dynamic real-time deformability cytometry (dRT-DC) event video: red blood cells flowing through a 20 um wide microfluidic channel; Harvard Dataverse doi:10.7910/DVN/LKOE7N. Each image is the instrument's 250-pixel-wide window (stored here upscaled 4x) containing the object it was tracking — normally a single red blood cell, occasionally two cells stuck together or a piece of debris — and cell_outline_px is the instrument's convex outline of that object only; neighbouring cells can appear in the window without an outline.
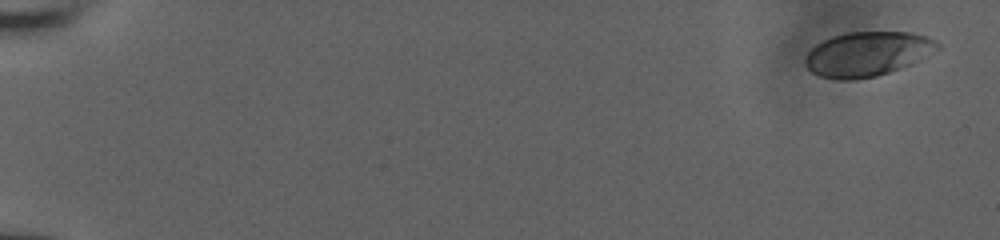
{"species": "human", "species_latin": "Homo sapiens", "temperature_condition": "room temperature", "stored_images_in_passage": 23, "camera_frame_rate_fps": 3000, "um_per_image_px": 0.085, "donor": {"sex": "male"}, "frame": {"image": 1, "passage_image": 1, "time_ms": 0.0, "image_size_px": [1000, 240], "cell_outline_px": [[940, 48], [936, 52], [920, 60], [900, 68], [876, 76], [852, 80], [840, 80], [820, 76], [812, 72], [804, 64], [804, 60], [808, 52], [816, 44], [832, 36], [848, 32], [912, 32], [928, 36], [936, 40], [940, 44]], "centroid_in_image_um": [73.76, 4.58], "position_along_channel_um": 11.2, "area_um2": 34.51}}
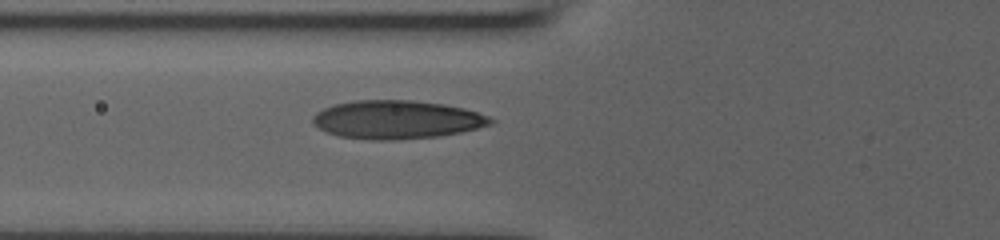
{"frame": {"image": 2, "passage_image": 17, "time_ms": 7.333, "image_size_px": [1000, 240], "cell_outline_px": [[496, 120], [492, 124], [460, 132], [436, 136], [392, 140], [372, 140], [340, 136], [324, 132], [312, 124], [312, 116], [316, 112], [324, 108], [336, 104], [352, 100], [412, 100], [444, 104], [464, 108], [488, 116]], "centroid_in_image_um": [33.68, 10.16], "position_along_channel_um": 92.1, "area_um2": 39.82}}
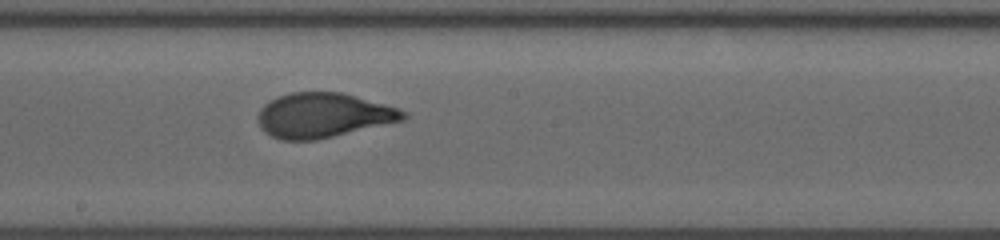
{"frame": {"image": 3, "passage_image": 23, "time_ms": 10.667, "image_size_px": [1000, 240], "cell_outline_px": [[408, 116], [404, 120], [316, 140], [280, 140], [264, 132], [260, 128], [256, 120], [256, 116], [260, 108], [268, 100], [276, 96], [292, 92], [340, 92], [384, 104], [408, 112]], "centroid_in_image_um": [27.41, 9.8], "position_along_channel_um": 220.8, "area_um2": 37.97}}